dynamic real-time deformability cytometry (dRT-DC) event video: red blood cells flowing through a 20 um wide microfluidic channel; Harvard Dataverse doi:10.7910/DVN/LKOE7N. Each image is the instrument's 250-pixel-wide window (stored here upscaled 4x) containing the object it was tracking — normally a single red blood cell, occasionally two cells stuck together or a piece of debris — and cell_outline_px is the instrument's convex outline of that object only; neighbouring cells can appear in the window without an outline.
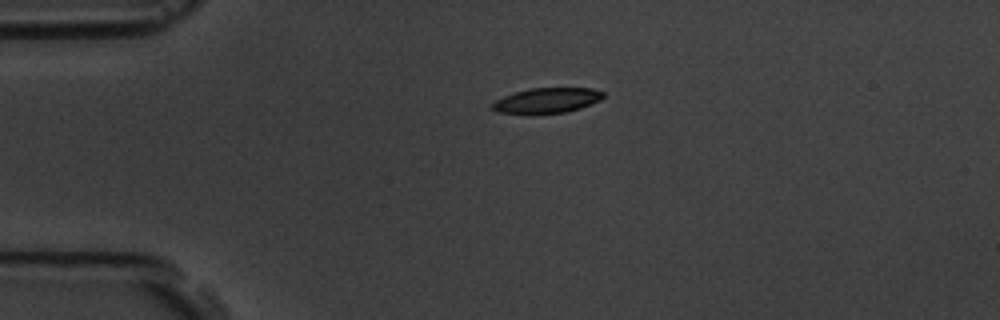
{"species": "common noctule bat (a hibernating species)", "species_latin": "Nyctalus noctula", "temperature_condition": "room temperature", "stored_images_in_passage": 2, "camera_frame_rate_fps": 3000, "um_per_image_px": 0.085, "animal": {"sex": "male", "body_mass_g": 19.5, "forearm_length_mm": 54.6}, "frame": {"image": 1, "passage_image": 1, "time_ms": 0.0, "image_size_px": [1000, 320], "cell_outline_px": [[604, 96], [600, 100], [580, 108], [564, 112], [496, 112], [488, 108], [496, 100], [504, 96], [516, 92], [532, 88], [592, 88], [604, 92]], "centroid_in_image_um": [46.5, 8.51], "position_along_channel_um": 38.5, "area_um2": 15.78}}